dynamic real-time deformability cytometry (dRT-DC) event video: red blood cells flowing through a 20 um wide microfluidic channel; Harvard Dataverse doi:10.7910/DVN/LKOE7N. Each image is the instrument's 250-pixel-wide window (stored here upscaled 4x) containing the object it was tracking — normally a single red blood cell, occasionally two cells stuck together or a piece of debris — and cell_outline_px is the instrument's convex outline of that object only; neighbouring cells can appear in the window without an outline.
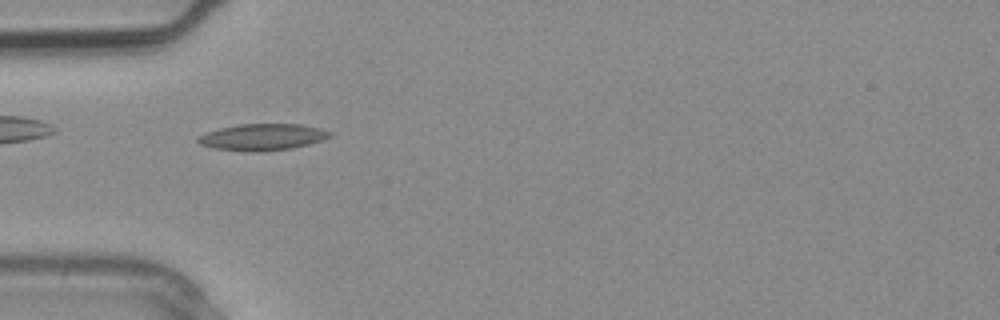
{"species": "common noctule bat (a hibernating species)", "species_latin": "Nyctalus noctula", "temperature_condition": "warm", "stored_images_in_passage": 2, "camera_frame_rate_fps": 3000, "um_per_image_px": 0.085, "animal": {"sex": "male", "body_mass_g": 20.4}, "frame": {"image": 1, "passage_image": 2, "time_ms": 0.333, "image_size_px": [1000, 320], "cell_outline_px": [[332, 136], [308, 144], [292, 148], [260, 152], [244, 152], [212, 148], [200, 144], [196, 140], [200, 136], [208, 132], [220, 128], [240, 124], [300, 124], [320, 128], [332, 132]], "centroid_in_image_um": [22.31, 11.66], "position_along_channel_um": 62.7, "area_um2": 20.4}}